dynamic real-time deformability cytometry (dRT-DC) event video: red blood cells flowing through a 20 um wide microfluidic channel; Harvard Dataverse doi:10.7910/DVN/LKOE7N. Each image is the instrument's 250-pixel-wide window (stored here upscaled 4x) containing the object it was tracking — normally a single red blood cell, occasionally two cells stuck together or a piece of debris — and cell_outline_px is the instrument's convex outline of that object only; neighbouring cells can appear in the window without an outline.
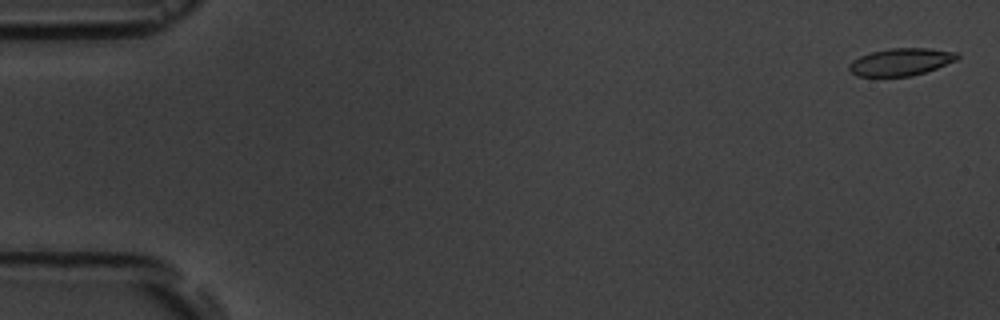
{"species": "common noctule bat (a hibernating species)", "species_latin": "Nyctalus noctula", "temperature_condition": "room temperature", "stored_images_in_passage": 16, "camera_frame_rate_fps": 3000, "um_per_image_px": 0.085, "animal": {"sex": "male", "body_mass_g": 19.5, "forearm_length_mm": 54.6}, "frame": {"image": 1, "passage_image": 1, "time_ms": 0.0, "image_size_px": [1000, 320], "cell_outline_px": [[960, 56], [956, 60], [936, 68], [912, 76], [856, 76], [848, 68], [848, 64], [852, 60], [860, 56], [872, 52], [888, 48], [928, 48], [956, 52]], "centroid_in_image_um": [76.55, 5.26], "position_along_channel_um": 8.4, "area_um2": 17.17}}
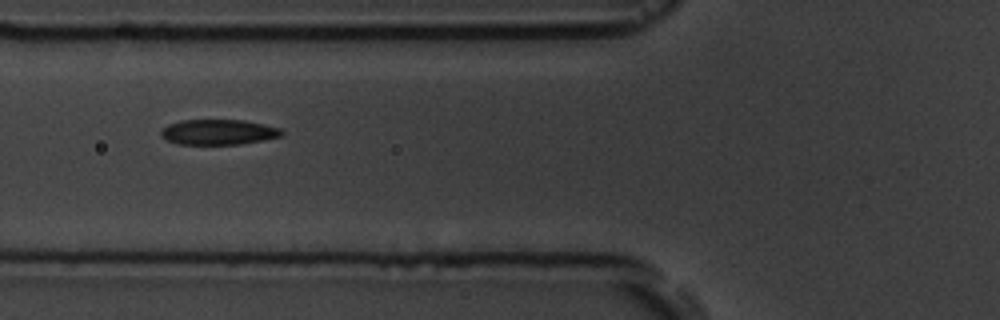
{"frame": {"image": 2, "passage_image": 7, "time_ms": 6.667, "image_size_px": [1000, 320], "cell_outline_px": [[284, 136], [264, 140], [240, 144], [176, 144], [160, 136], [160, 132], [168, 124], [180, 120], [244, 120], [264, 124], [280, 128], [284, 132]], "centroid_in_image_um": [18.59, 11.22], "position_along_channel_um": 107.2, "area_um2": 17.92}}
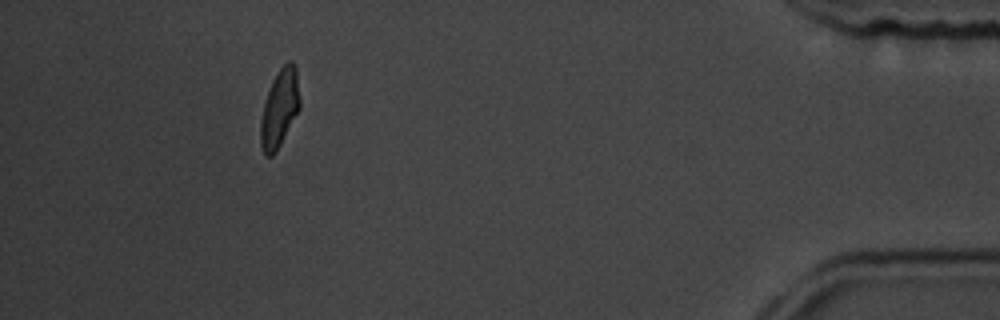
{"frame": {"image": 3, "passage_image": 15, "time_ms": 16.667, "image_size_px": [1000, 320], "cell_outline_px": [[300, 108], [276, 152], [272, 156], [264, 156], [260, 144], [260, 120], [264, 104], [272, 80], [280, 68], [288, 60], [292, 60], [296, 64], [300, 100]], "centroid_in_image_um": [23.77, 9.2], "position_along_channel_um": 411.4, "area_um2": 17.92}, "authors_computed_cell_mechanics": {"area_um2": 17.918, "velocity_mm_per_s": 3.6444, "shape_relaxation_time_tau1_ms": 3.9434, "shape_relaxation_time_tau2_ms": 2.0976, "deformation_change_tau1": 0.147, "deformation_change_tau2": 0.0767}}